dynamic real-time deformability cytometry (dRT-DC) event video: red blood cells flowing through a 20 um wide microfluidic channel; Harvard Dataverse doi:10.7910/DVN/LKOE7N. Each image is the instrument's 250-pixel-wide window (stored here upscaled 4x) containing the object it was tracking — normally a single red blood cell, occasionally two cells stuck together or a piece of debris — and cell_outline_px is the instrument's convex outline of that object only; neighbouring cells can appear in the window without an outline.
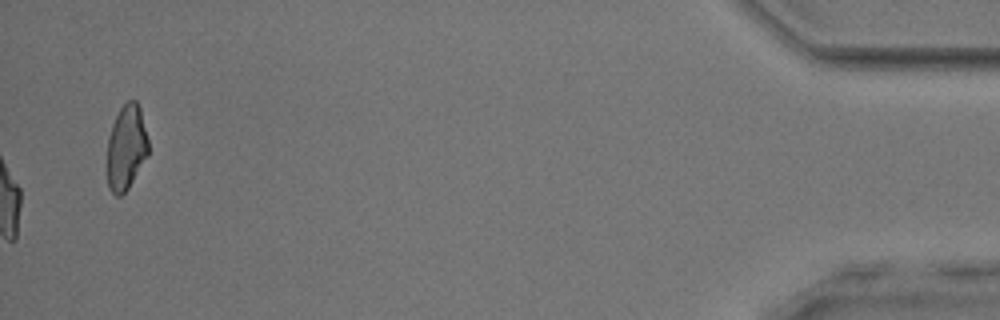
{"species": "common noctule bat (a hibernating species)", "species_latin": "Nyctalus noctula", "temperature_condition": "room temperature", "stored_images_in_passage": 53, "camera_frame_rate_fps": 3000, "um_per_image_px": 0.085, "animal": {"sex": "male", "body_mass_g": 17.9, "forearm_length_mm": 54.2}, "frame": {"image": 1, "passage_image": 53, "time_ms": 17.333, "image_size_px": [1000, 320], "cell_outline_px": [[148, 156], [128, 188], [120, 196], [116, 196], [108, 188], [108, 136], [112, 124], [120, 108], [128, 100], [136, 100], [140, 108], [148, 140]], "centroid_in_image_um": [10.74, 12.53], "position_along_channel_um": 424.5, "area_um2": 20.29}, "authors_computed_cell_mechanics": {"area_um2": 20.7502, "velocity_mm_per_s": 3.9191, "shape_relaxation_time_tau1_ms": 4.3454, "shape_relaxation_time_tau2_ms": 1.716, "deformation_change_tau1": 0.1549, "deformation_change_tau2": 0.0856}}